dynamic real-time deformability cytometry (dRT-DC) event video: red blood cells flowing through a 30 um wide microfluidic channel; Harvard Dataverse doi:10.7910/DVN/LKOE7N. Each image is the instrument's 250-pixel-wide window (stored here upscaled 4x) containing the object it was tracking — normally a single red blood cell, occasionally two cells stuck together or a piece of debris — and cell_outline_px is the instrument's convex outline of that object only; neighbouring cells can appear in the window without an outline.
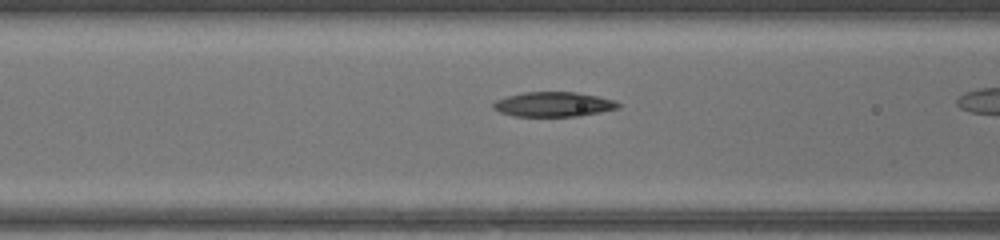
{"species": "common noctule bat (a hibernating species)", "species_latin": "Nyctalus noctula", "temperature_condition": "warm", "stored_images_in_passage": 18, "camera_frame_rate_fps": 3000, "um_per_image_px": 0.085, "animal": {"sex": "female", "body_mass_g": 17.0, "forearm_length_mm": 48.0}, "frame": {"image": 1, "passage_image": 13, "time_ms": 4.0, "image_size_px": [1000, 240], "cell_outline_px": [[624, 104], [620, 108], [580, 116], [512, 116], [500, 112], [492, 108], [492, 104], [496, 100], [508, 96], [524, 92], [576, 92], [616, 100]], "centroid_in_image_um": [47.09, 8.87], "position_along_channel_um": 119.5, "area_um2": 18.15}}
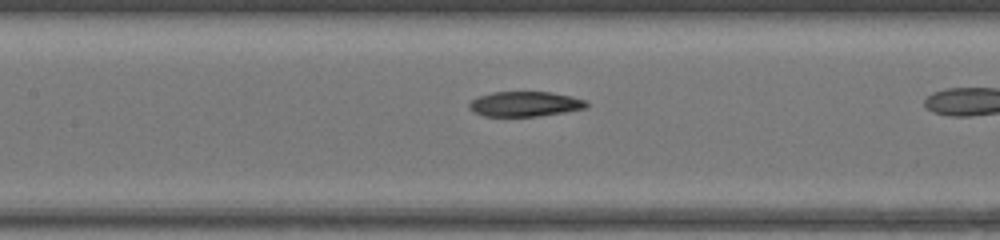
{"frame": {"image": 2, "passage_image": 16, "time_ms": 5.0, "image_size_px": [1000, 240], "cell_outline_px": [[588, 108], [540, 116], [484, 116], [472, 112], [468, 108], [468, 104], [472, 100], [480, 96], [492, 92], [552, 92], [572, 96], [588, 100]], "centroid_in_image_um": [44.65, 8.84], "position_along_channel_um": 162.8, "area_um2": 17.28}}